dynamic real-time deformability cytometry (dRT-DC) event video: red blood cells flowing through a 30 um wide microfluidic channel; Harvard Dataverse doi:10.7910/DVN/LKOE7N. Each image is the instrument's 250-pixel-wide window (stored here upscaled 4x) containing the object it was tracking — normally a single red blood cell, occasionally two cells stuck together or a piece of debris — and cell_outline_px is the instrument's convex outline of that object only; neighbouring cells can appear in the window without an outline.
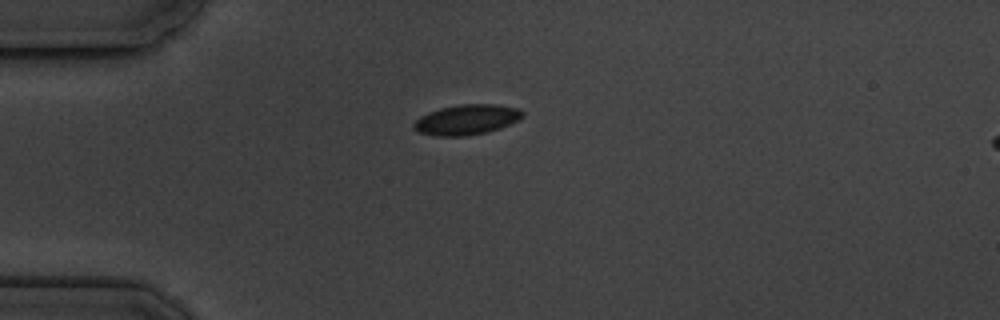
{"species": "common noctule bat (a hibernating species)", "species_latin": "Nyctalus noctula", "temperature_condition": "cold", "stored_images_in_passage": 4, "camera_frame_rate_fps": 3000, "um_per_image_px": 0.085, "animal": {"sex": "male", "body_mass_g": 19.5, "forearm_length_mm": 54.6}, "frame": {"image": 1, "passage_image": 4, "time_ms": 3.667, "image_size_px": [1000, 320], "cell_outline_px": [[524, 116], [520, 120], [500, 128], [488, 132], [464, 136], [436, 136], [420, 132], [412, 128], [412, 124], [420, 116], [428, 112], [440, 108], [460, 104], [496, 104], [520, 108], [524, 112]], "centroid_in_image_um": [39.7, 10.16], "position_along_channel_um": 45.3, "area_um2": 19.36}}